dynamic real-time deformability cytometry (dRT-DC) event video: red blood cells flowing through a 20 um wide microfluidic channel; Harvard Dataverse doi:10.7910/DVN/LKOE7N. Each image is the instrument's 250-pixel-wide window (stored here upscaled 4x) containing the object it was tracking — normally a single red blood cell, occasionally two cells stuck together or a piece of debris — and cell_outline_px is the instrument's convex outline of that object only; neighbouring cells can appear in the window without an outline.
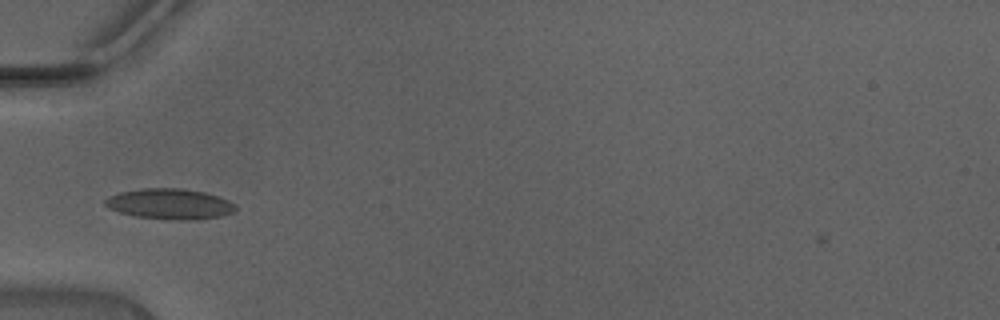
{"species": "Egyptian fruit bat (a non-hibernating species)", "species_latin": "Rousettus aegyptiacus", "temperature_condition": "warm", "stored_images_in_passage": 37, "camera_frame_rate_fps": 3000, "um_per_image_px": 0.085, "animal": {"sex": "male"}, "frame": {"image": 1, "passage_image": 7, "time_ms": 2.0, "image_size_px": [1000, 320], "cell_outline_px": [[236, 212], [220, 216], [196, 220], [176, 220], [136, 216], [120, 212], [108, 208], [104, 204], [104, 200], [108, 196], [120, 192], [140, 188], [184, 188], [204, 192], [228, 200], [236, 204]], "centroid_in_image_um": [14.44, 17.33], "position_along_channel_um": 70.6, "area_um2": 23.35}}
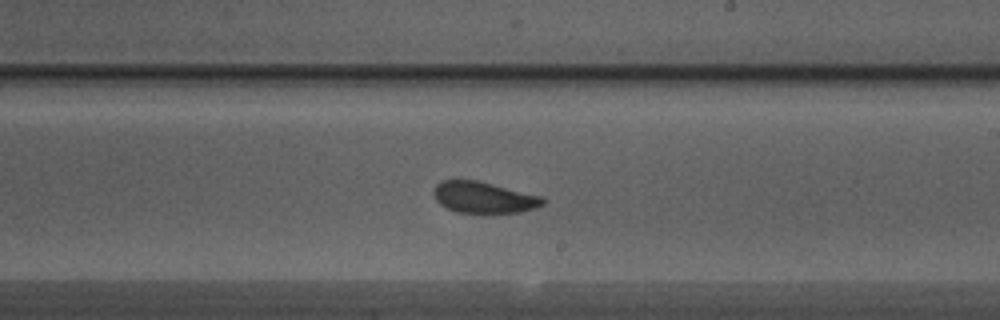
{"frame": {"image": 2, "passage_image": 19, "time_ms": 6.0, "image_size_px": [1000, 320], "cell_outline_px": [[544, 204], [536, 208], [520, 212], [456, 212], [440, 204], [436, 200], [432, 192], [436, 184], [440, 180], [476, 180], [540, 196], [544, 200]], "centroid_in_image_um": [41.07, 16.77], "position_along_channel_um": 247.9, "area_um2": 19.59}}
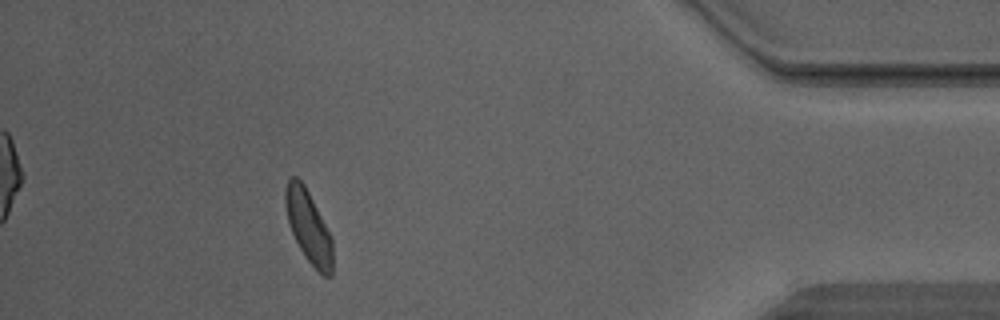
{"frame": {"image": 3, "passage_image": 33, "time_ms": 10.667, "image_size_px": [1000, 320], "cell_outline_px": [[332, 276], [324, 276], [308, 260], [300, 248], [292, 232], [288, 220], [284, 204], [284, 188], [288, 180], [292, 176], [296, 176], [304, 184], [332, 236]], "centroid_in_image_um": [26.21, 19.22], "position_along_channel_um": 409.0, "area_um2": 19.71}, "authors_computed_cell_mechanics": {"area_um2": 19.941, "velocity_mm_per_s": 4.4461, "shape_relaxation_time_tau1_ms": 2.447, "shape_relaxation_time_tau2_ms": 1.2426, "deformation_change_tau1": 0.091, "deformation_change_tau2": 0.0627}}